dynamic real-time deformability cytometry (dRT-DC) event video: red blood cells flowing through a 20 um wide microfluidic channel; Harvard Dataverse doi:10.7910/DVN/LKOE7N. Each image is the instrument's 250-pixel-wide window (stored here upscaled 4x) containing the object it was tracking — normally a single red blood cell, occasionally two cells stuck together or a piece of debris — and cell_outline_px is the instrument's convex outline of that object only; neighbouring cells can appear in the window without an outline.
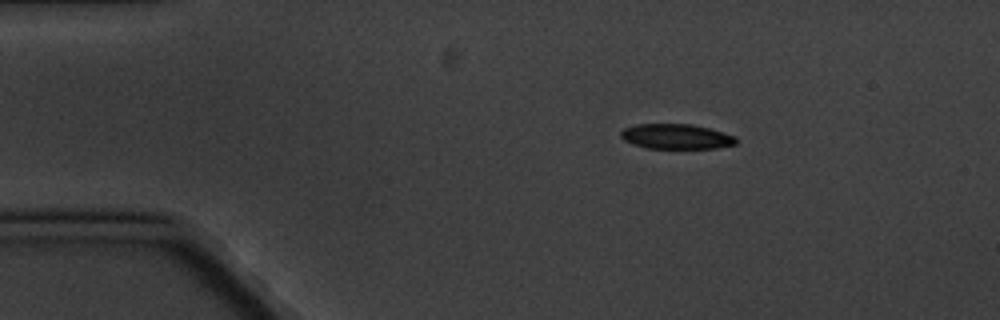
{"species": "common noctule bat (a hibernating species)", "species_latin": "Nyctalus noctula", "temperature_condition": "cold", "stored_images_in_passage": 4, "camera_frame_rate_fps": 3000, "um_per_image_px": 0.085, "animal": {"sex": "male", "body_mass_g": 20.1, "forearm_length_mm": 53.5}, "frame": {"image": 1, "passage_image": 2, "time_ms": 2.0, "image_size_px": [1000, 320], "cell_outline_px": [[736, 144], [716, 148], [644, 148], [632, 144], [624, 140], [620, 136], [620, 132], [624, 128], [636, 124], [692, 124], [708, 128], [736, 136]], "centroid_in_image_um": [57.45, 11.6], "position_along_channel_um": 27.6, "area_um2": 16.82}}